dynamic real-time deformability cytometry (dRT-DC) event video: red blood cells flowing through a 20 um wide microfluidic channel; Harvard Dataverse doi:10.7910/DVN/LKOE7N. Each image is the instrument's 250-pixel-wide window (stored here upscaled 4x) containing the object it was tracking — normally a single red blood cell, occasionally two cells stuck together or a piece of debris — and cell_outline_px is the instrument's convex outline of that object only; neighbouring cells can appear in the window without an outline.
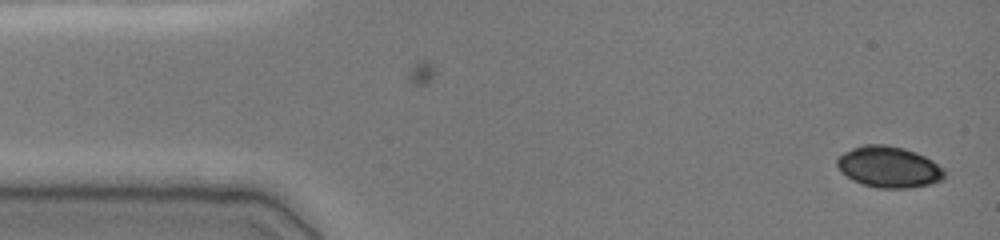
{"species": "common noctule bat (a hibernating species)", "species_latin": "Nyctalus noctula", "temperature_condition": "cold", "stored_images_in_passage": 13, "camera_frame_rate_fps": 3000, "um_per_image_px": 0.085, "animal": {"sex": "female", "body_mass_g": 19.0, "forearm_length_mm": 51.5}, "frame": {"image": 1, "passage_image": 1, "time_ms": 0.0, "image_size_px": [1000, 240], "cell_outline_px": [[944, 180], [932, 184], [908, 188], [876, 188], [852, 180], [836, 164], [836, 160], [844, 152], [852, 148], [864, 144], [884, 144], [904, 148], [916, 152], [932, 160], [944, 168]], "centroid_in_image_um": [75.59, 14.19], "position_along_channel_um": 9.4, "area_um2": 25.78}}
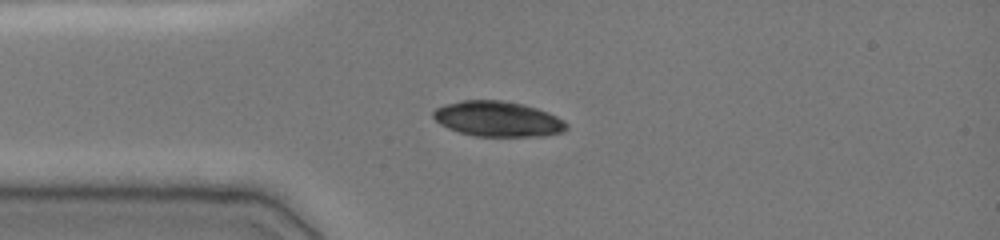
{"frame": {"image": 2, "passage_image": 11, "time_ms": 3.333, "image_size_px": [1000, 240], "cell_outline_px": [[568, 128], [564, 132], [544, 136], [476, 136], [460, 132], [448, 128], [440, 124], [432, 116], [432, 112], [436, 108], [444, 104], [464, 100], [500, 100], [524, 104], [548, 112], [564, 120], [568, 124]], "centroid_in_image_um": [42.33, 10.11], "position_along_channel_um": 42.7, "area_um2": 27.51}}